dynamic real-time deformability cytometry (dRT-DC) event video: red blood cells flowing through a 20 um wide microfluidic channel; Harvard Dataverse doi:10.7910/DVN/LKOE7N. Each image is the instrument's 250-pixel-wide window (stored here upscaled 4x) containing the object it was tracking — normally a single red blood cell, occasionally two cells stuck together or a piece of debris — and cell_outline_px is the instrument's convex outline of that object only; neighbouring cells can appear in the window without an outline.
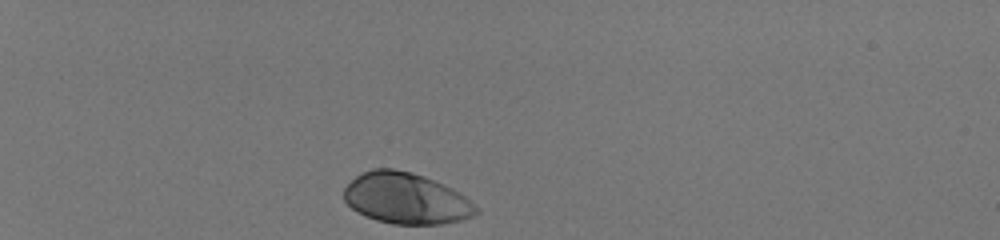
{"species": "human", "species_latin": "Homo sapiens", "temperature_condition": "room temperature", "stored_images_in_passage": 33, "camera_frame_rate_fps": 3000, "um_per_image_px": 0.085, "donor": {"sex": "male"}, "frame": {"image": 1, "passage_image": 1, "time_ms": 0.0, "image_size_px": [1000, 240], "cell_outline_px": [[480, 212], [472, 216], [460, 220], [440, 224], [392, 224], [376, 220], [352, 208], [344, 200], [344, 188], [356, 176], [372, 168], [392, 168], [412, 172], [424, 176], [452, 188], [464, 196]], "centroid_in_image_um": [34.5, 16.86], "position_along_channel_um": 50.5, "area_um2": 38.96}}
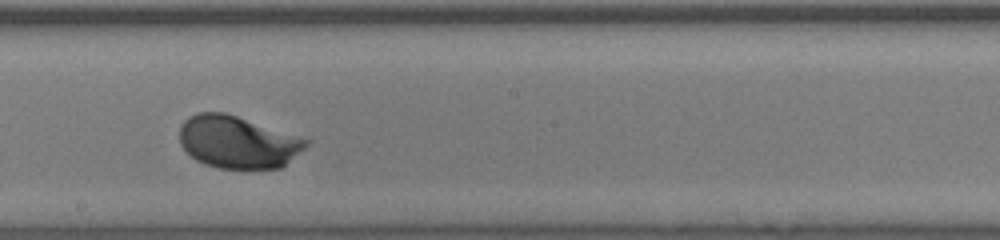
{"frame": {"image": 2, "passage_image": 19, "time_ms": 6.0, "image_size_px": [1000, 240], "cell_outline_px": [[308, 144], [304, 148], [280, 168], [220, 168], [204, 164], [196, 160], [180, 144], [180, 124], [188, 116], [196, 112], [224, 112], [308, 140]], "centroid_in_image_um": [20.13, 12.07], "position_along_channel_um": 228.1, "area_um2": 37.92}}
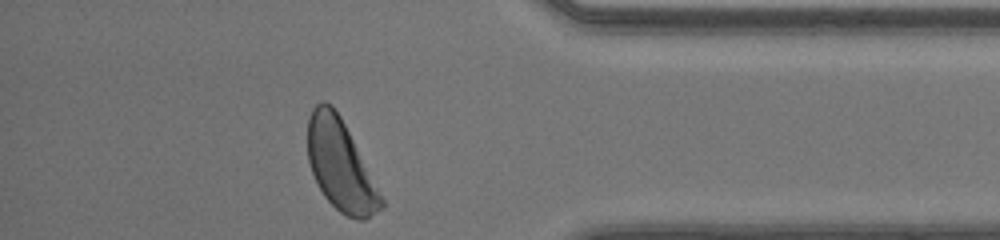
{"frame": {"image": 3, "passage_image": 33, "time_ms": 10.667, "image_size_px": [1000, 240], "cell_outline_px": [[384, 208], [364, 220], [356, 220], [340, 212], [324, 196], [312, 172], [308, 160], [308, 116], [312, 108], [320, 100], [324, 100], [340, 116], [384, 200]], "centroid_in_image_um": [28.93, 14.07], "position_along_channel_um": 406.3, "area_um2": 38.09}, "authors_computed_cell_mechanics": {"area_um2": 38.2058, "velocity_mm_per_s": 4.0568, "shape_relaxation_time_tau1_ms": 1.5066, "shape_relaxation_time_tau2_ms": null, "deformation_change_tau1": 0.1141, "deformation_change_tau2": null}}